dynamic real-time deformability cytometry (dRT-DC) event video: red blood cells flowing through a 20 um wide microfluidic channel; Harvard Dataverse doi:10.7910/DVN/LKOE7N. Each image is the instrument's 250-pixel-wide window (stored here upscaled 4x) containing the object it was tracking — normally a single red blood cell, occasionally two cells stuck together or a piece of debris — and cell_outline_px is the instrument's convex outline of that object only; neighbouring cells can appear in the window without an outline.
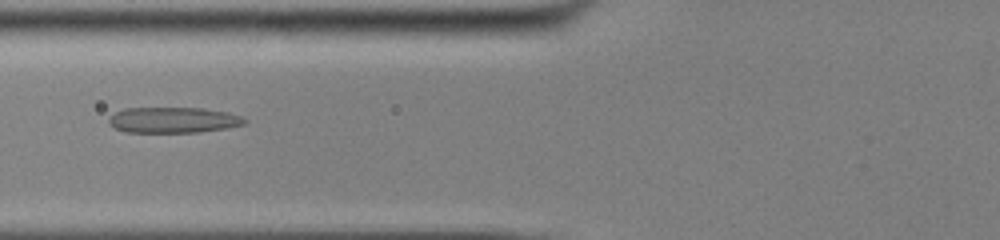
{"species": "common noctule bat (a hibernating species)", "species_latin": "Nyctalus noctula", "temperature_condition": "cold", "stored_images_in_passage": 54, "camera_frame_rate_fps": 3000, "um_per_image_px": 0.085, "animal": {"sex": "male", "body_mass_g": 13.0, "forearm_length_mm": 53.1}, "frame": {"image": 1, "passage_image": 23, "time_ms": 7.333, "image_size_px": [1000, 240], "cell_outline_px": [[248, 120], [244, 124], [224, 128], [200, 132], [124, 132], [108, 124], [108, 120], [116, 112], [124, 108], [200, 108], [228, 112], [240, 116]], "centroid_in_image_um": [14.71, 10.2], "position_along_channel_um": 111.1, "area_um2": 20.23}}
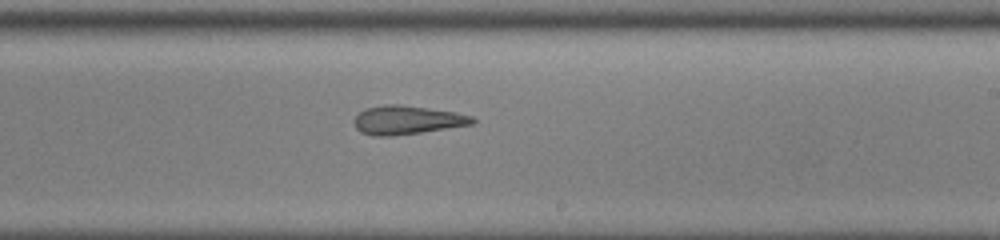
{"frame": {"image": 2, "passage_image": 34, "time_ms": 11.0, "image_size_px": [1000, 240], "cell_outline_px": [[476, 124], [392, 136], [372, 136], [360, 132], [356, 128], [352, 120], [360, 112], [368, 108], [384, 104], [400, 104], [456, 112], [472, 116], [476, 120]], "centroid_in_image_um": [34.6, 10.2], "position_along_channel_um": 254.4, "area_um2": 19.88}}
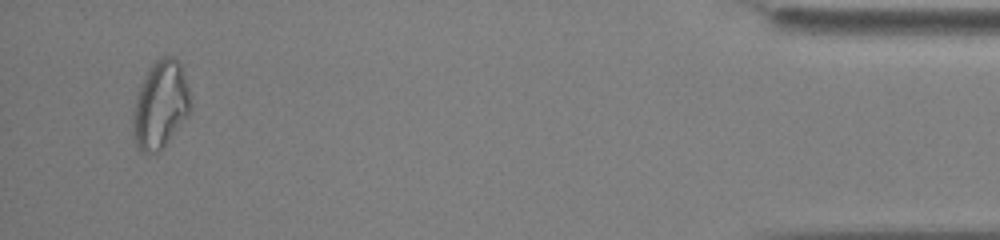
{"frame": {"image": 3, "passage_image": 52, "time_ms": 17.0, "image_size_px": [1000, 240], "cell_outline_px": [[192, 104], [188, 116], [168, 140], [156, 152], [140, 152], [132, 136], [132, 112], [136, 96], [140, 84], [148, 68], [156, 60], [164, 56], [172, 56], [180, 64], [188, 88]], "centroid_in_image_um": [13.61, 8.9], "position_along_channel_um": 421.6, "area_um2": 29.3}, "authors_computed_cell_mechanics": {"area_um2": 23.5246, "velocity_mm_per_s": 3.9099, "shape_relaxation_time_tau1_ms": null, "shape_relaxation_time_tau2_ms": 5.9099, "deformation_change_tau1": null, "deformation_change_tau2": 0.1829}}